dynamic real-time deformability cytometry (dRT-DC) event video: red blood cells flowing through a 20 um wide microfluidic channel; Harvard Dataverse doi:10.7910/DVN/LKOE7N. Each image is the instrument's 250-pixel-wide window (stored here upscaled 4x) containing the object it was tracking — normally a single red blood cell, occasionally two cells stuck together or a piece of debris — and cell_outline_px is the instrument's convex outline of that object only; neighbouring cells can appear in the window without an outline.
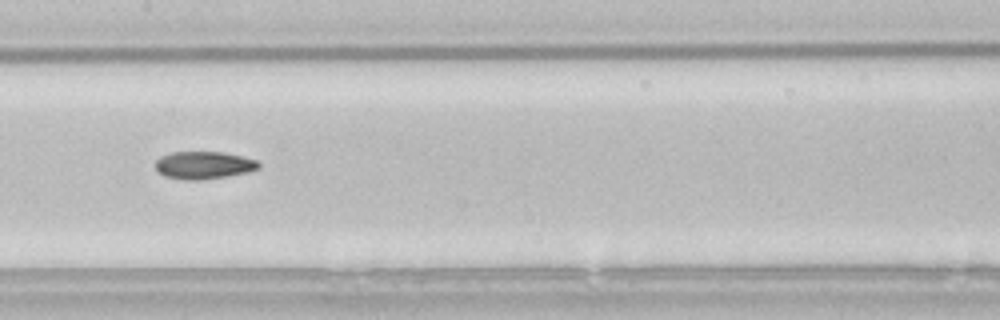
{"species": "common noctule bat (a hibernating species)", "species_latin": "Nyctalus noctula", "temperature_condition": "room temperature", "stored_images_in_passage": 39, "camera_frame_rate_fps": 3000, "um_per_image_px": 0.085, "animal": {"sex": "male", "body_mass_g": 21.5, "forearm_length_mm": 52.0}, "frame": {"image": 1, "passage_image": 12, "time_ms": 3.667, "image_size_px": [1000, 320], "cell_outline_px": [[260, 168], [248, 172], [200, 180], [188, 180], [164, 176], [156, 168], [156, 160], [160, 156], [172, 152], [224, 152], [256, 160], [260, 164]], "centroid_in_image_um": [17.31, 14.03], "position_along_channel_um": 190.1, "area_um2": 16.42}, "authors_computed_cell_mechanics": {"area_um2": 16.5308, "velocity_mm_per_s": 3.827, "shape_relaxation_time_tau1_ms": 6.8181, "shape_relaxation_time_tau2_ms": 4.8595, "deformation_change_tau1": 0.1627, "deformation_change_tau2": 0.1181}}